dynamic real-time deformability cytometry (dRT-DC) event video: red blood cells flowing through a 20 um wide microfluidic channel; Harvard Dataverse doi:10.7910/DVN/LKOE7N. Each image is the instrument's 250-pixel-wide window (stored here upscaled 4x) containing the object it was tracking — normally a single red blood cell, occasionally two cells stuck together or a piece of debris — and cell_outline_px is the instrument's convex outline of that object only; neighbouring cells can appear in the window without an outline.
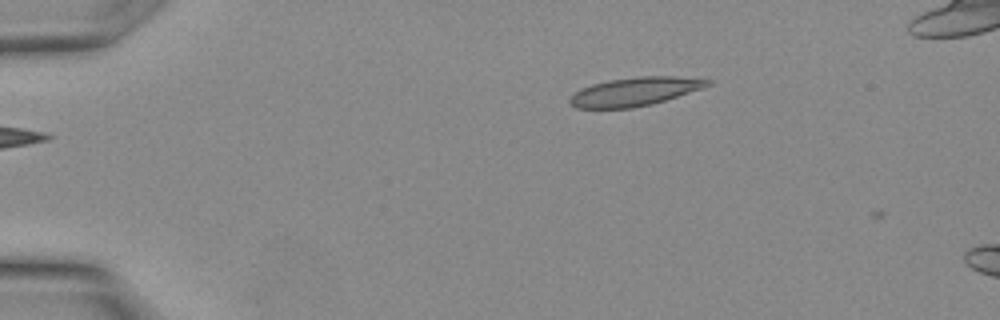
{"species": "Egyptian fruit bat (a non-hibernating species)", "species_latin": "Rousettus aegyptiacus", "temperature_condition": "warm", "stored_images_in_passage": 3, "camera_frame_rate_fps": 3000, "um_per_image_px": 0.085, "animal": {"sex": "female"}, "frame": {"image": 1, "passage_image": 1, "time_ms": 0.0, "image_size_px": [1000, 320], "cell_outline_px": [[712, 84], [704, 88], [652, 104], [632, 108], [576, 108], [568, 100], [576, 92], [592, 84], [612, 80], [640, 76], [676, 76], [712, 80]], "centroid_in_image_um": [54.02, 7.78], "position_along_channel_um": 31.0, "area_um2": 22.66}}